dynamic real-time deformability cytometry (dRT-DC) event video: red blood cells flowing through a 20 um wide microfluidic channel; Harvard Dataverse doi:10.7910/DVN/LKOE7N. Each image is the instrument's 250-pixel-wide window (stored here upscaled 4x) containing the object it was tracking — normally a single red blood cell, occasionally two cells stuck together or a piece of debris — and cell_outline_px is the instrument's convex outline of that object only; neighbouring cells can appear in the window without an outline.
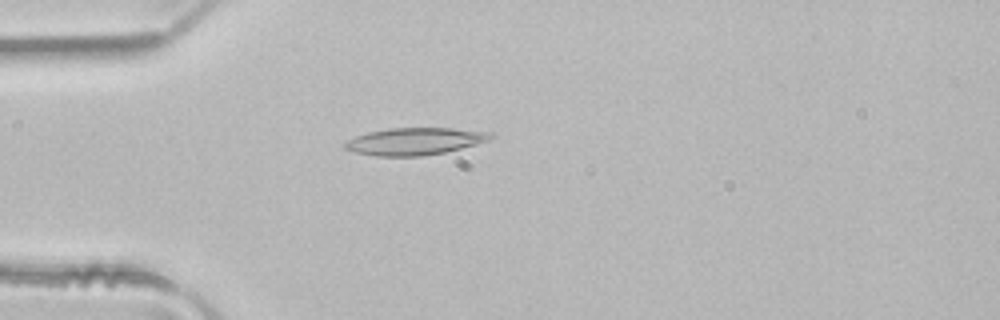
{"species": "common noctule bat (a hibernating species)", "species_latin": "Nyctalus noctula", "temperature_condition": "room temperature", "stored_images_in_passage": 3, "camera_frame_rate_fps": 3000, "um_per_image_px": 0.085, "animal": {"sex": "male", "body_mass_g": 21.5, "forearm_length_mm": 52.0}, "frame": {"image": 1, "passage_image": 3, "time_ms": 0.667, "image_size_px": [1000, 320], "cell_outline_px": [[496, 136], [492, 140], [444, 152], [424, 156], [376, 156], [356, 152], [344, 148], [344, 144], [348, 140], [356, 136], [368, 132], [388, 128], [452, 128], [492, 132]], "centroid_in_image_um": [35.31, 12.0], "position_along_channel_um": 49.7, "area_um2": 23.12}}